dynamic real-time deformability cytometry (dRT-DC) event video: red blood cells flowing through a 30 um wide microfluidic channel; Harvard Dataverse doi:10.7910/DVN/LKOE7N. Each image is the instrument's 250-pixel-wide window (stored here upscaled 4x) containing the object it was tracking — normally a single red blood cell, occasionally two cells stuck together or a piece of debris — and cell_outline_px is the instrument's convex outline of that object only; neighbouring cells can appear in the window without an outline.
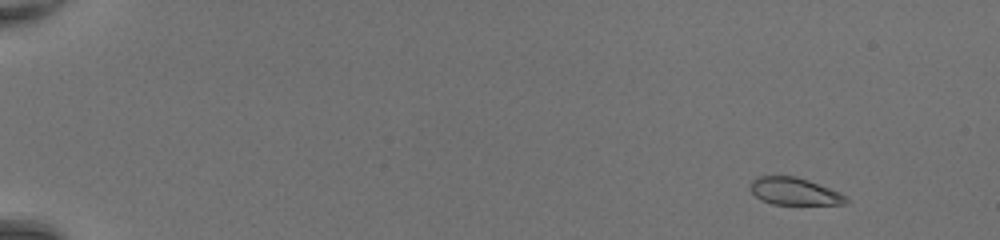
{"species": "common noctule bat (a hibernating species)", "species_latin": "Nyctalus noctula", "temperature_condition": "room temperature", "stored_images_in_passage": 49, "camera_frame_rate_fps": 3000, "um_per_image_px": 0.085, "animal": {"sex": "female", "body_mass_g": 20.0, "forearm_length_mm": 54.0}, "frame": {"image": 1, "passage_image": 5, "time_ms": 1.333, "image_size_px": [1000, 240], "cell_outline_px": [[848, 200], [844, 204], [772, 204], [760, 200], [748, 188], [752, 180], [756, 176], [796, 176], [808, 180], [840, 192]], "centroid_in_image_um": [67.46, 16.26], "position_along_channel_um": 17.5, "area_um2": 15.2}}
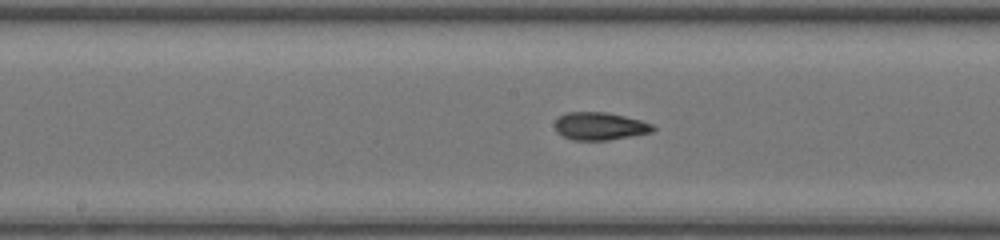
{"frame": {"image": 2, "passage_image": 28, "time_ms": 9.0, "image_size_px": [1000, 240], "cell_outline_px": [[656, 128], [652, 132], [608, 140], [572, 140], [556, 132], [556, 120], [564, 112], [604, 112], [624, 116], [640, 120], [652, 124]], "centroid_in_image_um": [50.98, 10.72], "position_along_channel_um": 197.2, "area_um2": 15.72}}
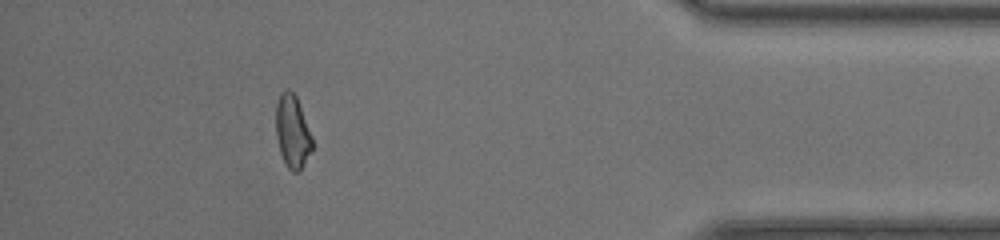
{"frame": {"image": 3, "passage_image": 45, "time_ms": 14.667, "image_size_px": [1000, 240], "cell_outline_px": [[312, 152], [304, 164], [296, 172], [292, 172], [288, 168], [280, 152], [276, 136], [276, 104], [280, 92], [284, 88], [288, 88], [296, 96], [312, 136]], "centroid_in_image_um": [24.85, 11.15], "position_along_channel_um": 410.4, "area_um2": 15.43}, "authors_computed_cell_mechanics": {"area_um2": 15.7216, "velocity_mm_per_s": 4.4358, "shape_relaxation_time_tau1_ms": 9.9165, "shape_relaxation_time_tau2_ms": 1.433, "deformation_change_tau1": 0.3384, "deformation_change_tau2": 0.0457}}